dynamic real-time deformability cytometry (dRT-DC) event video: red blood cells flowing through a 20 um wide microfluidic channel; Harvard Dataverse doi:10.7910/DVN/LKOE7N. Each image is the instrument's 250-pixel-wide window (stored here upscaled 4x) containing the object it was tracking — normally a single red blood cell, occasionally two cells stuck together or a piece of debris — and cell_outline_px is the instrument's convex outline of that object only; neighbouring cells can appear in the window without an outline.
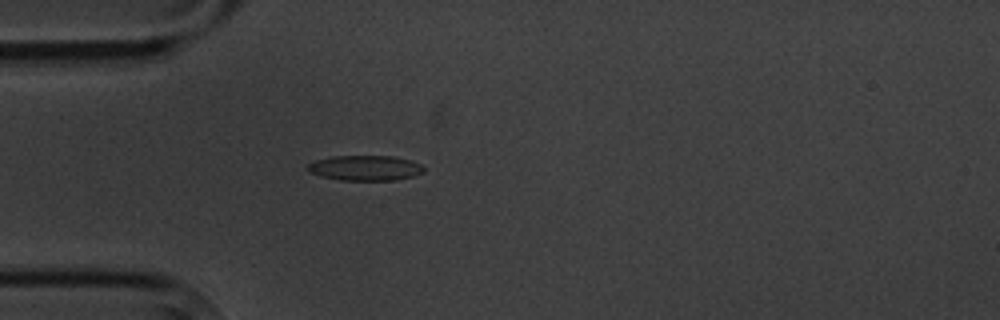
{"species": "common noctule bat (a hibernating species)", "species_latin": "Nyctalus noctula", "temperature_condition": "cold", "stored_images_in_passage": 2, "camera_frame_rate_fps": 3000, "um_per_image_px": 0.085, "animal": {"sex": "male", "body_mass_g": 20.1, "forearm_length_mm": 53.5}, "frame": {"image": 1, "passage_image": 2, "time_ms": 1.0, "image_size_px": [1000, 320], "cell_outline_px": [[424, 172], [416, 176], [396, 180], [340, 180], [320, 176], [308, 172], [308, 164], [316, 160], [332, 156], [392, 156], [412, 160], [420, 164], [424, 168]], "centroid_in_image_um": [31.07, 14.28], "position_along_channel_um": 53.9, "area_um2": 17.17}}